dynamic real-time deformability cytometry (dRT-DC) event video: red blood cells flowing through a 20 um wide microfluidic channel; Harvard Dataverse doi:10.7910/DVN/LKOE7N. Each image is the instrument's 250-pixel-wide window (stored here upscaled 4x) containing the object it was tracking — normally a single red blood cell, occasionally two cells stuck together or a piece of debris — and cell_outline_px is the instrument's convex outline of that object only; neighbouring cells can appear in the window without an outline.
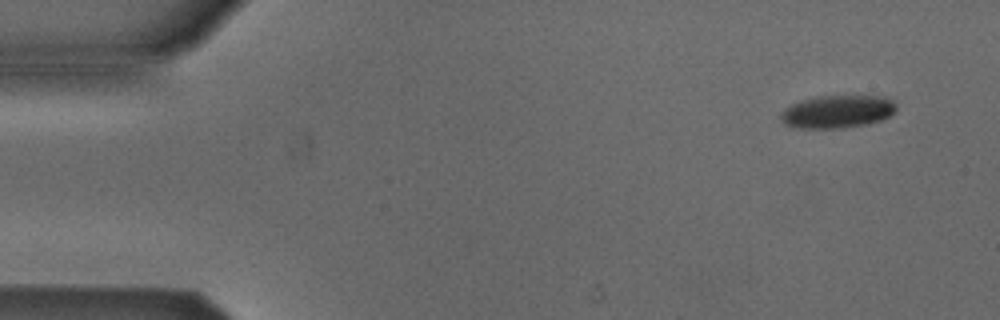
{"species": "Egyptian fruit bat (a non-hibernating species)", "species_latin": "Rousettus aegyptiacus", "temperature_condition": "cold", "stored_images_in_passage": 4, "camera_frame_rate_fps": 3000, "um_per_image_px": 0.085, "animal": {"sex": "male"}, "frame": {"image": 1, "passage_image": 1, "time_ms": 0.0, "image_size_px": [1000, 320], "cell_outline_px": [[896, 108], [888, 116], [880, 120], [864, 124], [836, 128], [800, 128], [788, 124], [780, 116], [784, 108], [800, 100], [816, 96], [884, 96], [892, 100], [896, 104]], "centroid_in_image_um": [71.18, 9.46], "position_along_channel_um": 13.8, "area_um2": 21.68}}
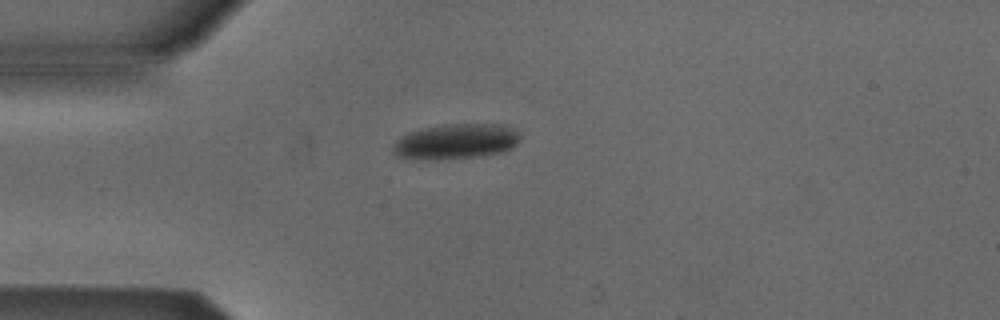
{"frame": {"image": 2, "passage_image": 4, "time_ms": 3.333, "image_size_px": [1000, 320], "cell_outline_px": [[520, 136], [516, 144], [512, 148], [500, 152], [480, 156], [436, 160], [428, 160], [396, 156], [392, 152], [392, 148], [396, 140], [400, 136], [408, 132], [444, 124], [500, 124], [512, 128]], "centroid_in_image_um": [38.71, 12.03], "position_along_channel_um": 46.3, "area_um2": 26.07}}